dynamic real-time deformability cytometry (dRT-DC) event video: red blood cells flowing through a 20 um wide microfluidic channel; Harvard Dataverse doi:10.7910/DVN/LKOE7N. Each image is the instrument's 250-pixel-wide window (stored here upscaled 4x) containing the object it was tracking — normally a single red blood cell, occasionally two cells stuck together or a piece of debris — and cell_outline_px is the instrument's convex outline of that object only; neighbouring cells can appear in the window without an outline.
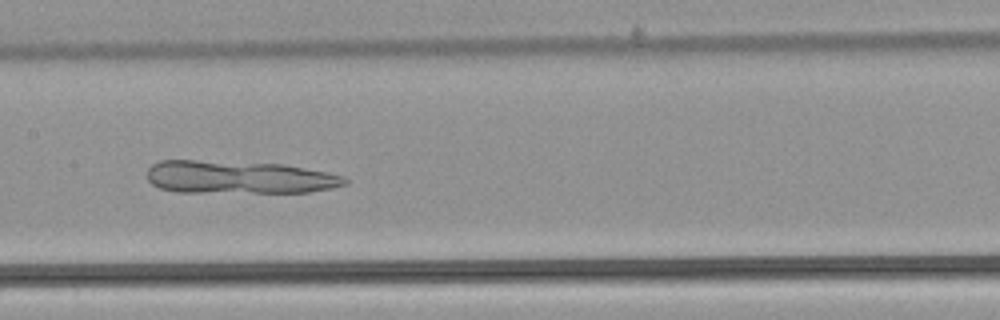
{"species": "common noctule bat (a hibernating species)", "species_latin": "Nyctalus noctula", "temperature_condition": "warm", "stored_images_in_passage": 54, "camera_frame_rate_fps": 3000, "um_per_image_px": 0.085, "animal": {"sex": "male", "body_mass_g": 21.5, "forearm_length_mm": 52.0}, "frame": {"image": 1, "passage_image": 28, "time_ms": 9.0, "image_size_px": [1000, 320], "cell_outline_px": [[348, 184], [332, 188], [308, 192], [176, 192], [160, 188], [152, 184], [148, 180], [148, 168], [152, 164], [160, 160], [196, 160], [284, 164], [328, 172], [344, 176], [348, 180]], "centroid_in_image_um": [20.32, 15.06], "position_along_channel_um": 187.1, "area_um2": 38.09}}
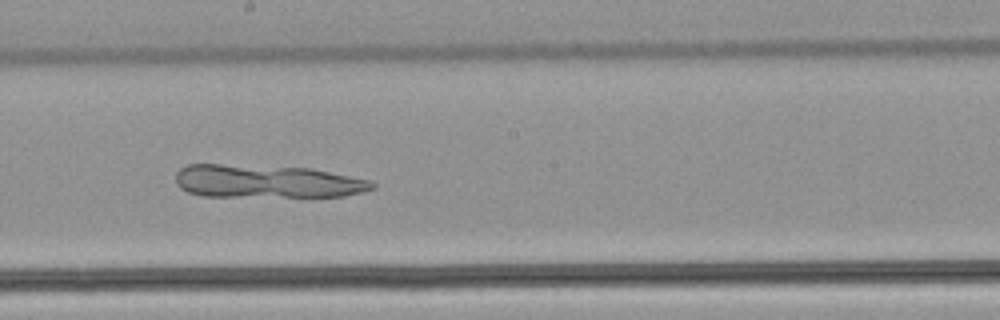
{"frame": {"image": 2, "passage_image": 31, "time_ms": 10.0, "image_size_px": [1000, 320], "cell_outline_px": [[376, 188], [364, 192], [344, 196], [200, 196], [188, 192], [180, 188], [176, 184], [176, 172], [180, 168], [188, 164], [220, 164], [312, 168], [368, 180], [376, 184]], "centroid_in_image_um": [22.66, 15.42], "position_along_channel_um": 225.5, "area_um2": 37.92}}